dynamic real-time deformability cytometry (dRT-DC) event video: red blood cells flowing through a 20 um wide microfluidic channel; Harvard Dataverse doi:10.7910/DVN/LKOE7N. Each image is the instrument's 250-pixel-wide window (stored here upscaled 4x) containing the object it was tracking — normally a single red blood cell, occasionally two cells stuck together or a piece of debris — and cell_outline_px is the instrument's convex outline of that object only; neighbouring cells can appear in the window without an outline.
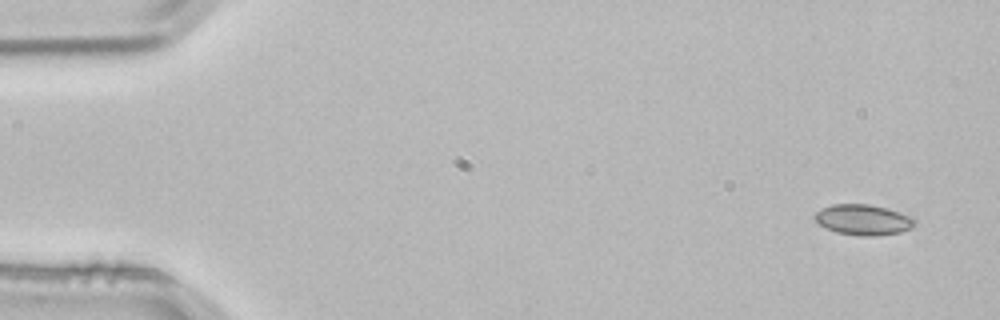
{"species": "common noctule bat (a hibernating species)", "species_latin": "Nyctalus noctula", "temperature_condition": "room temperature", "stored_images_in_passage": 4, "camera_frame_rate_fps": 3000, "um_per_image_px": 0.085, "animal": {"sex": "male", "body_mass_g": 21.5, "forearm_length_mm": 52.0}, "frame": {"image": 1, "passage_image": 1, "time_ms": 0.0, "image_size_px": [1000, 320], "cell_outline_px": [[916, 224], [912, 228], [900, 232], [876, 236], [860, 236], [836, 232], [820, 224], [812, 216], [816, 212], [832, 204], [868, 204], [888, 208], [912, 216], [916, 220]], "centroid_in_image_um": [73.42, 18.68], "position_along_channel_um": 11.6, "area_um2": 17.86}}
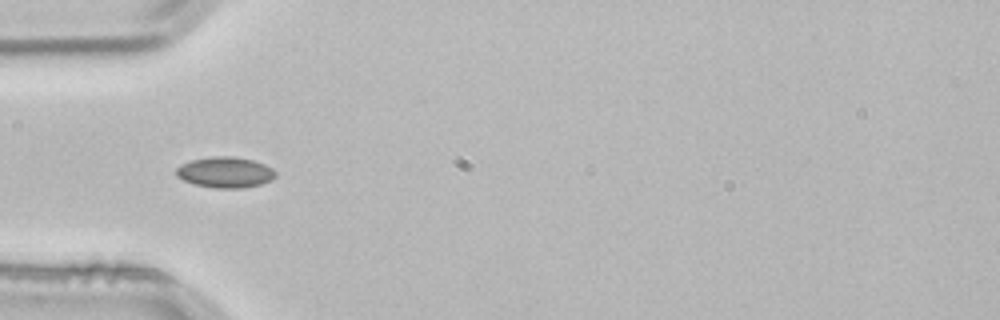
{"frame": {"image": 2, "passage_image": 4, "time_ms": 1.0, "image_size_px": [1000, 320], "cell_outline_px": [[276, 176], [272, 180], [260, 184], [244, 188], [216, 188], [196, 184], [184, 180], [176, 176], [176, 168], [180, 164], [192, 160], [212, 156], [232, 156], [252, 160], [264, 164], [272, 168], [276, 172]], "centroid_in_image_um": [19.15, 14.64], "position_along_channel_um": 65.9, "area_um2": 17.8}}